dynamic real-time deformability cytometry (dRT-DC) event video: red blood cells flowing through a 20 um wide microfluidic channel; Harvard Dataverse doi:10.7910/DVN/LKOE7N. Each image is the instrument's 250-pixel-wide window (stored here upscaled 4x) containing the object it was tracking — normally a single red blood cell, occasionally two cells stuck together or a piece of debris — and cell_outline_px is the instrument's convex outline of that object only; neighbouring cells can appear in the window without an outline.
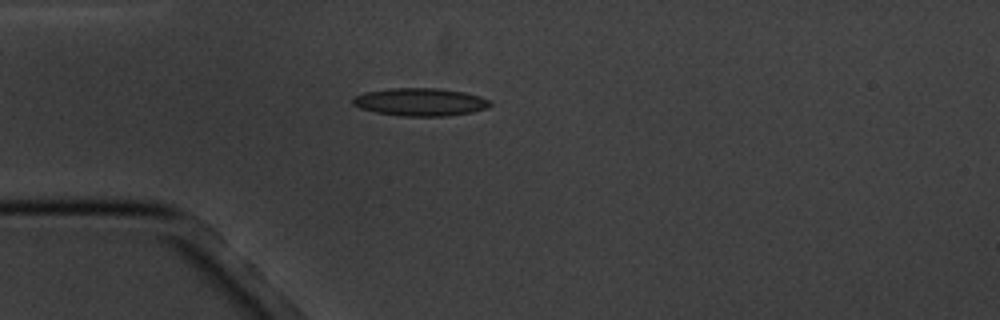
{"species": "common noctule bat (a hibernating species)", "species_latin": "Nyctalus noctula", "temperature_condition": "cold", "stored_images_in_passage": 2, "camera_frame_rate_fps": 3000, "um_per_image_px": 0.085, "animal": {"sex": "male", "body_mass_g": 20.1, "forearm_length_mm": 53.5}, "frame": {"image": 1, "passage_image": 1, "time_ms": 0.0, "image_size_px": [1000, 320], "cell_outline_px": [[492, 104], [484, 108], [472, 112], [444, 116], [400, 116], [376, 112], [360, 108], [352, 104], [352, 96], [364, 92], [392, 88], [436, 88], [464, 92], [480, 96], [488, 100]], "centroid_in_image_um": [35.67, 8.66], "position_along_channel_um": 49.3, "area_um2": 22.2}}